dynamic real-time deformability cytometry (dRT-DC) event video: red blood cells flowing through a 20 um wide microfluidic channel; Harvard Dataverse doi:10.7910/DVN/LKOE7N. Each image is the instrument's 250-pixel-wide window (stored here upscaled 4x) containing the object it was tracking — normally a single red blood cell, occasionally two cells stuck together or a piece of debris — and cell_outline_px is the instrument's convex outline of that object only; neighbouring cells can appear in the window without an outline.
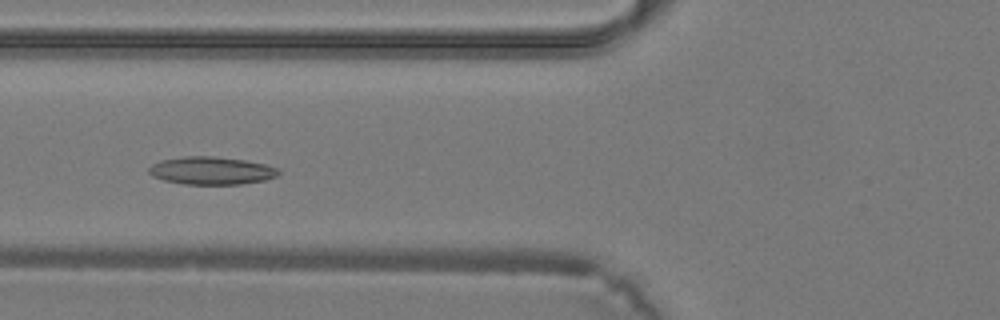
{"species": "common noctule bat (a hibernating species)", "species_latin": "Nyctalus noctula", "temperature_condition": "warm", "stored_images_in_passage": 31, "camera_frame_rate_fps": 3000, "um_per_image_px": 0.085, "animal": {"sex": "male", "body_mass_g": 19.2, "forearm_length_mm": 51.8}, "frame": {"image": 1, "passage_image": 7, "time_ms": 2.0, "image_size_px": [1000, 320], "cell_outline_px": [[280, 172], [276, 176], [264, 180], [240, 184], [184, 184], [164, 180], [152, 176], [148, 172], [148, 168], [152, 164], [160, 160], [184, 156], [212, 156], [244, 160], [264, 164], [276, 168]], "centroid_in_image_um": [17.92, 14.5], "position_along_channel_um": 107.9, "area_um2": 20.87}}
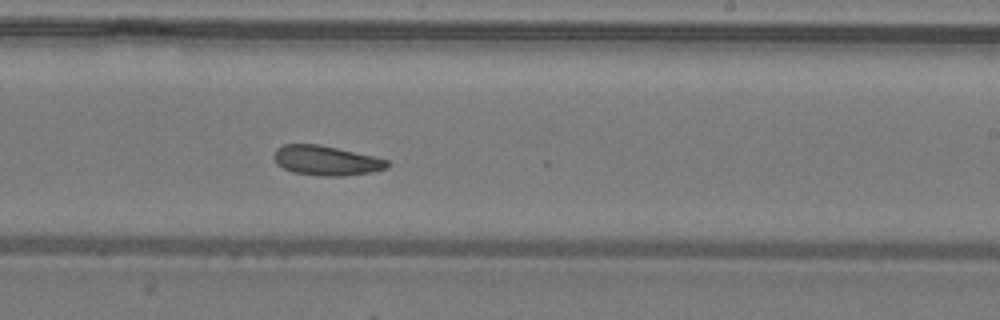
{"frame": {"image": 2, "passage_image": 16, "time_ms": 5.0, "image_size_px": [1000, 320], "cell_outline_px": [[388, 168], [372, 172], [344, 176], [320, 176], [292, 172], [276, 164], [272, 156], [276, 148], [284, 144], [316, 144], [336, 148], [372, 156], [388, 160]], "centroid_in_image_um": [27.68, 13.65], "position_along_channel_um": 261.3, "area_um2": 19.59}}
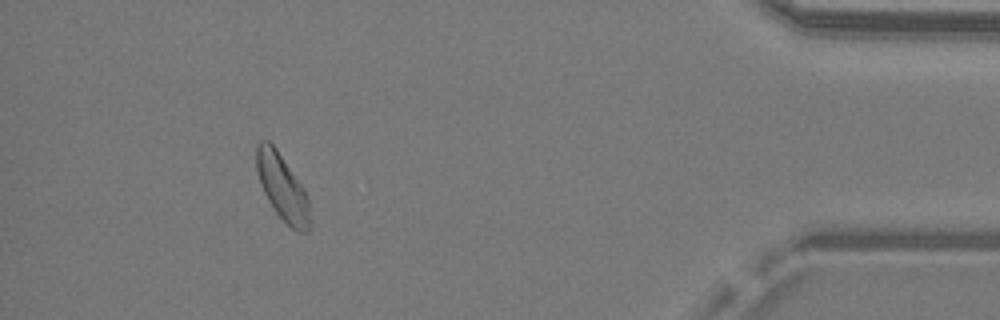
{"frame": {"image": 3, "passage_image": 28, "time_ms": 9.0, "image_size_px": [1000, 320], "cell_outline_px": [[308, 232], [296, 232], [276, 212], [268, 200], [264, 192], [256, 168], [256, 144], [260, 140], [268, 140], [276, 148], [304, 188], [308, 196]], "centroid_in_image_um": [23.98, 15.88], "position_along_channel_um": 411.2, "area_um2": 20.11}}